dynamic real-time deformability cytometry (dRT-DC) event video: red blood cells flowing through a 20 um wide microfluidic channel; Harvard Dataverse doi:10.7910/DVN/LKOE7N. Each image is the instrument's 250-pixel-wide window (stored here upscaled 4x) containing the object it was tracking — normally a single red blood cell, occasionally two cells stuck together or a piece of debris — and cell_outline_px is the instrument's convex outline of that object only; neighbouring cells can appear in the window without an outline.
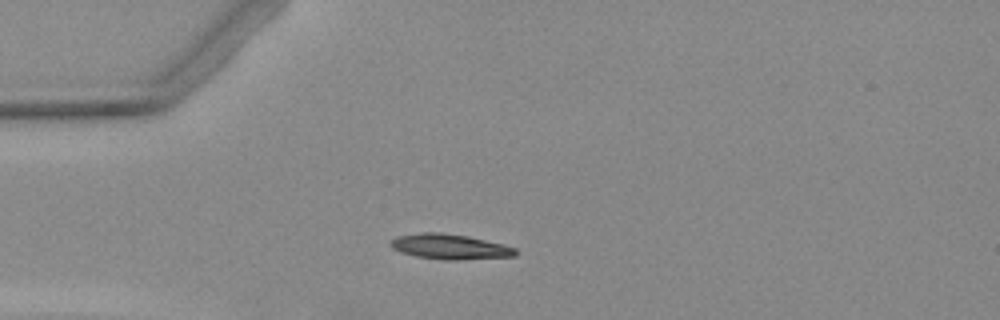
{"species": "Egyptian fruit bat (a non-hibernating species)", "species_latin": "Rousettus aegyptiacus", "temperature_condition": "warm", "stored_images_in_passage": 2, "camera_frame_rate_fps": 3000, "um_per_image_px": 0.085, "animal": {"sex": "female"}, "frame": {"image": 1, "passage_image": 2, "time_ms": 2.333, "image_size_px": [1000, 320], "cell_outline_px": [[520, 252], [516, 256], [456, 260], [444, 260], [416, 256], [400, 252], [392, 248], [388, 244], [392, 240], [400, 236], [420, 232], [440, 232], [468, 236], [504, 244], [516, 248]], "centroid_in_image_um": [38.28, 20.97], "position_along_channel_um": 46.7, "area_um2": 18.44}}